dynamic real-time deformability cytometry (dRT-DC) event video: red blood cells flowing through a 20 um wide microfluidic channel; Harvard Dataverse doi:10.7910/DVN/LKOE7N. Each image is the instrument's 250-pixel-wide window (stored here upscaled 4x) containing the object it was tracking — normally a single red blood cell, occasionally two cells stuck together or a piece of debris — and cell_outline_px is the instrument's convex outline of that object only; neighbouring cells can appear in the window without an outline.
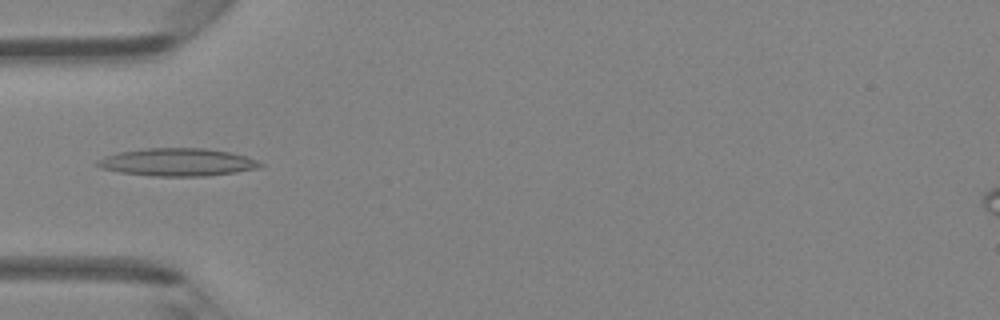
{"species": "Egyptian fruit bat (a non-hibernating species)", "species_latin": "Rousettus aegyptiacus", "temperature_condition": "room temperature", "stored_images_in_passage": 36, "camera_frame_rate_fps": 3000, "um_per_image_px": 0.085, "animal": {"sex": "female"}, "frame": {"image": 1, "passage_image": 7, "time_ms": 2.0, "image_size_px": [1000, 320], "cell_outline_px": [[264, 164], [260, 168], [236, 172], [208, 176], [152, 176], [120, 172], [100, 168], [96, 164], [96, 160], [104, 156], [120, 152], [148, 148], [204, 148], [228, 152], [248, 156]], "centroid_in_image_um": [15.09, 13.79], "position_along_channel_um": 69.9, "area_um2": 26.36}}
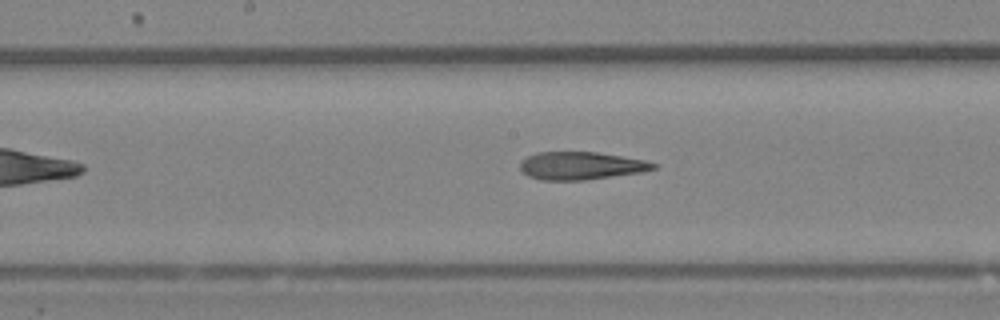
{"frame": {"image": 2, "passage_image": 16, "time_ms": 5.0, "image_size_px": [1000, 320], "cell_outline_px": [[660, 164], [656, 168], [644, 172], [584, 180], [540, 180], [528, 176], [520, 168], [520, 160], [536, 152], [596, 152], [644, 160]], "centroid_in_image_um": [49.39, 14.09], "position_along_channel_um": 198.8, "area_um2": 21.68}}
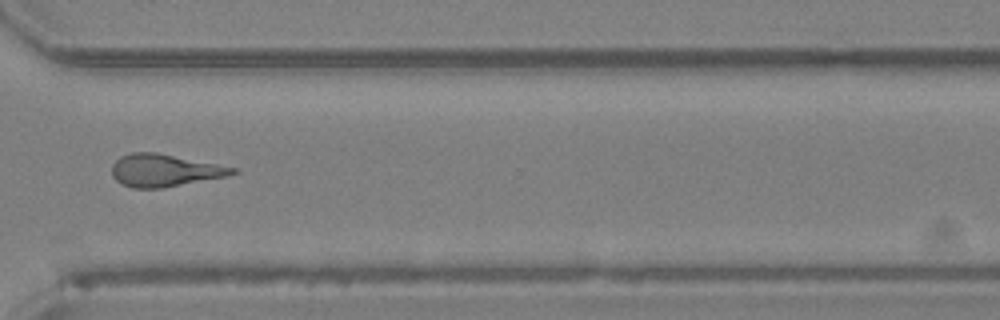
{"frame": {"image": 3, "passage_image": 27, "time_ms": 8.667, "image_size_px": [1000, 320], "cell_outline_px": [[240, 172], [228, 176], [164, 188], [132, 188], [120, 184], [112, 176], [112, 164], [120, 156], [132, 152], [156, 152], [236, 168]], "centroid_in_image_um": [13.96, 14.49], "position_along_channel_um": 356.6, "area_um2": 22.89}, "authors_computed_cell_mechanics": {"area_um2": 22.4842, "velocity_mm_per_s": 4.2978, "shape_relaxation_time_tau1_ms": null, "shape_relaxation_time_tau2_ms": 5.2163, "deformation_change_tau1": null, "deformation_change_tau2": 0.1937}}